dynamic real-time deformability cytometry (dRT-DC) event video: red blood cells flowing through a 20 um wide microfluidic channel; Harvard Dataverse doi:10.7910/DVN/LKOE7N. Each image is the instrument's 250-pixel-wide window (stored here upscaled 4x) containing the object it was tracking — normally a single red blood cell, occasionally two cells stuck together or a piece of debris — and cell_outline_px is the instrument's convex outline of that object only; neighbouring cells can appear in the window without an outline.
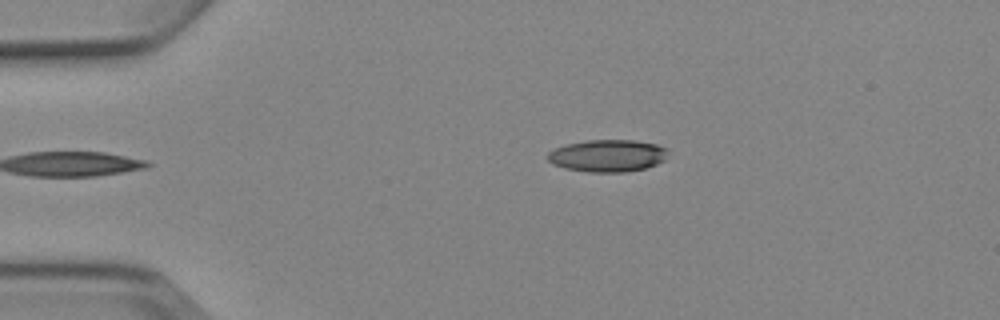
{"species": "Egyptian fruit bat (a non-hibernating species)", "species_latin": "Rousettus aegyptiacus", "temperature_condition": "cold", "stored_images_in_passage": 5, "camera_frame_rate_fps": 3000, "um_per_image_px": 0.085, "animal": {"sex": "female"}, "frame": {"image": 1, "passage_image": 5, "time_ms": 4.667, "image_size_px": [1000, 320], "cell_outline_px": [[668, 148], [664, 160], [656, 164], [644, 168], [624, 172], [588, 172], [564, 168], [552, 164], [548, 160], [548, 152], [564, 144], [588, 140], [632, 140], [656, 144]], "centroid_in_image_um": [51.62, 13.23], "position_along_channel_um": 33.4, "area_um2": 22.54}}